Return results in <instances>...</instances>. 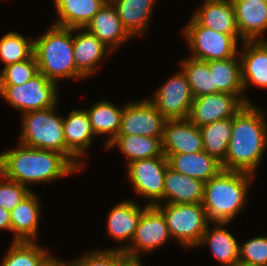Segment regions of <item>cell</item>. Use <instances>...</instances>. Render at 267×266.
Listing matches in <instances>:
<instances>
[{"label":"cell","instance_id":"cell-1","mask_svg":"<svg viewBox=\"0 0 267 266\" xmlns=\"http://www.w3.org/2000/svg\"><path fill=\"white\" fill-rule=\"evenodd\" d=\"M248 103L232 118V133L223 170L255 174L267 146L264 113Z\"/></svg>","mask_w":267,"mask_h":266},{"label":"cell","instance_id":"cell-2","mask_svg":"<svg viewBox=\"0 0 267 266\" xmlns=\"http://www.w3.org/2000/svg\"><path fill=\"white\" fill-rule=\"evenodd\" d=\"M76 170L78 168L60 152L21 143L18 149L0 154V174L24 186L59 179Z\"/></svg>","mask_w":267,"mask_h":266},{"label":"cell","instance_id":"cell-3","mask_svg":"<svg viewBox=\"0 0 267 266\" xmlns=\"http://www.w3.org/2000/svg\"><path fill=\"white\" fill-rule=\"evenodd\" d=\"M253 174L221 170L204 184L202 205L208 222L229 223L245 204Z\"/></svg>","mask_w":267,"mask_h":266},{"label":"cell","instance_id":"cell-4","mask_svg":"<svg viewBox=\"0 0 267 266\" xmlns=\"http://www.w3.org/2000/svg\"><path fill=\"white\" fill-rule=\"evenodd\" d=\"M78 30V28L71 29L53 24L43 36L33 40V54L39 73L56 83L63 77L83 78L77 72L73 56L72 34Z\"/></svg>","mask_w":267,"mask_h":266},{"label":"cell","instance_id":"cell-5","mask_svg":"<svg viewBox=\"0 0 267 266\" xmlns=\"http://www.w3.org/2000/svg\"><path fill=\"white\" fill-rule=\"evenodd\" d=\"M55 108L56 106L23 113L21 144L57 151L66 156L63 117L55 114Z\"/></svg>","mask_w":267,"mask_h":266},{"label":"cell","instance_id":"cell-6","mask_svg":"<svg viewBox=\"0 0 267 266\" xmlns=\"http://www.w3.org/2000/svg\"><path fill=\"white\" fill-rule=\"evenodd\" d=\"M156 207L166 218L171 238L178 239L183 246H199L201 238L209 224L202 203L174 204L161 203Z\"/></svg>","mask_w":267,"mask_h":266},{"label":"cell","instance_id":"cell-7","mask_svg":"<svg viewBox=\"0 0 267 266\" xmlns=\"http://www.w3.org/2000/svg\"><path fill=\"white\" fill-rule=\"evenodd\" d=\"M57 83L41 73L20 85H0V95L15 109L26 113L57 106Z\"/></svg>","mask_w":267,"mask_h":266},{"label":"cell","instance_id":"cell-8","mask_svg":"<svg viewBox=\"0 0 267 266\" xmlns=\"http://www.w3.org/2000/svg\"><path fill=\"white\" fill-rule=\"evenodd\" d=\"M185 38L193 52L191 58L201 61L225 60L238 56L240 35H228L200 26L192 17L184 28Z\"/></svg>","mask_w":267,"mask_h":266},{"label":"cell","instance_id":"cell-9","mask_svg":"<svg viewBox=\"0 0 267 266\" xmlns=\"http://www.w3.org/2000/svg\"><path fill=\"white\" fill-rule=\"evenodd\" d=\"M168 167L166 156L136 160L127 165L128 178L136 192L151 200L149 206L163 203L165 173Z\"/></svg>","mask_w":267,"mask_h":266},{"label":"cell","instance_id":"cell-10","mask_svg":"<svg viewBox=\"0 0 267 266\" xmlns=\"http://www.w3.org/2000/svg\"><path fill=\"white\" fill-rule=\"evenodd\" d=\"M193 96L185 73L181 70L167 80L150 100L166 120L187 119Z\"/></svg>","mask_w":267,"mask_h":266},{"label":"cell","instance_id":"cell-11","mask_svg":"<svg viewBox=\"0 0 267 266\" xmlns=\"http://www.w3.org/2000/svg\"><path fill=\"white\" fill-rule=\"evenodd\" d=\"M171 238L166 218L156 206H148L142 213L135 236L129 246L117 248L130 256L139 257V250L152 251Z\"/></svg>","mask_w":267,"mask_h":266},{"label":"cell","instance_id":"cell-12","mask_svg":"<svg viewBox=\"0 0 267 266\" xmlns=\"http://www.w3.org/2000/svg\"><path fill=\"white\" fill-rule=\"evenodd\" d=\"M245 105L235 94L217 92L193 99L188 120L196 127L233 118Z\"/></svg>","mask_w":267,"mask_h":266},{"label":"cell","instance_id":"cell-13","mask_svg":"<svg viewBox=\"0 0 267 266\" xmlns=\"http://www.w3.org/2000/svg\"><path fill=\"white\" fill-rule=\"evenodd\" d=\"M165 121L150 99L131 102L123 107L118 135L162 137Z\"/></svg>","mask_w":267,"mask_h":266},{"label":"cell","instance_id":"cell-14","mask_svg":"<svg viewBox=\"0 0 267 266\" xmlns=\"http://www.w3.org/2000/svg\"><path fill=\"white\" fill-rule=\"evenodd\" d=\"M161 141L164 155L203 151L200 128L188 119L166 120Z\"/></svg>","mask_w":267,"mask_h":266},{"label":"cell","instance_id":"cell-15","mask_svg":"<svg viewBox=\"0 0 267 266\" xmlns=\"http://www.w3.org/2000/svg\"><path fill=\"white\" fill-rule=\"evenodd\" d=\"M63 132L66 157L80 170L84 163H80L78 159L85 154L86 147H89L95 135L87 111L72 110L67 118H63Z\"/></svg>","mask_w":267,"mask_h":266},{"label":"cell","instance_id":"cell-16","mask_svg":"<svg viewBox=\"0 0 267 266\" xmlns=\"http://www.w3.org/2000/svg\"><path fill=\"white\" fill-rule=\"evenodd\" d=\"M84 29L93 33L98 41L108 48L110 47L109 53H112L120 44L132 37L123 27L121 19L111 2H106Z\"/></svg>","mask_w":267,"mask_h":266},{"label":"cell","instance_id":"cell-17","mask_svg":"<svg viewBox=\"0 0 267 266\" xmlns=\"http://www.w3.org/2000/svg\"><path fill=\"white\" fill-rule=\"evenodd\" d=\"M204 184L203 181L183 175L168 166L164 181L163 200L166 199L164 203H202L204 198Z\"/></svg>","mask_w":267,"mask_h":266},{"label":"cell","instance_id":"cell-18","mask_svg":"<svg viewBox=\"0 0 267 266\" xmlns=\"http://www.w3.org/2000/svg\"><path fill=\"white\" fill-rule=\"evenodd\" d=\"M165 156L170 168L204 183L222 170L221 162L204 151Z\"/></svg>","mask_w":267,"mask_h":266},{"label":"cell","instance_id":"cell-19","mask_svg":"<svg viewBox=\"0 0 267 266\" xmlns=\"http://www.w3.org/2000/svg\"><path fill=\"white\" fill-rule=\"evenodd\" d=\"M245 52L239 53L243 89L251 82L267 88V41H243Z\"/></svg>","mask_w":267,"mask_h":266},{"label":"cell","instance_id":"cell-20","mask_svg":"<svg viewBox=\"0 0 267 266\" xmlns=\"http://www.w3.org/2000/svg\"><path fill=\"white\" fill-rule=\"evenodd\" d=\"M193 19L200 25L228 35H240L231 1L205 0Z\"/></svg>","mask_w":267,"mask_h":266},{"label":"cell","instance_id":"cell-21","mask_svg":"<svg viewBox=\"0 0 267 266\" xmlns=\"http://www.w3.org/2000/svg\"><path fill=\"white\" fill-rule=\"evenodd\" d=\"M242 41H257L267 29V2L231 1ZM258 38V39H257Z\"/></svg>","mask_w":267,"mask_h":266},{"label":"cell","instance_id":"cell-22","mask_svg":"<svg viewBox=\"0 0 267 266\" xmlns=\"http://www.w3.org/2000/svg\"><path fill=\"white\" fill-rule=\"evenodd\" d=\"M73 37V56L77 72L84 78L90 76L97 67L108 47L98 41L95 35L87 29ZM96 66V67H95Z\"/></svg>","mask_w":267,"mask_h":266},{"label":"cell","instance_id":"cell-23","mask_svg":"<svg viewBox=\"0 0 267 266\" xmlns=\"http://www.w3.org/2000/svg\"><path fill=\"white\" fill-rule=\"evenodd\" d=\"M40 216L39 200L33 192L28 194L11 212V231L14 241H34Z\"/></svg>","mask_w":267,"mask_h":266},{"label":"cell","instance_id":"cell-24","mask_svg":"<svg viewBox=\"0 0 267 266\" xmlns=\"http://www.w3.org/2000/svg\"><path fill=\"white\" fill-rule=\"evenodd\" d=\"M148 206L140 208L132 200L118 203L108 216V235L120 242L123 240L132 242L141 215Z\"/></svg>","mask_w":267,"mask_h":266},{"label":"cell","instance_id":"cell-25","mask_svg":"<svg viewBox=\"0 0 267 266\" xmlns=\"http://www.w3.org/2000/svg\"><path fill=\"white\" fill-rule=\"evenodd\" d=\"M58 13L55 25L67 28H85L92 17L106 3L105 0H54Z\"/></svg>","mask_w":267,"mask_h":266},{"label":"cell","instance_id":"cell-26","mask_svg":"<svg viewBox=\"0 0 267 266\" xmlns=\"http://www.w3.org/2000/svg\"><path fill=\"white\" fill-rule=\"evenodd\" d=\"M237 56L225 60L208 61L209 70L213 72V87L217 92H226L237 95L245 104L251 103L245 98L241 80V62L236 60Z\"/></svg>","mask_w":267,"mask_h":266},{"label":"cell","instance_id":"cell-27","mask_svg":"<svg viewBox=\"0 0 267 266\" xmlns=\"http://www.w3.org/2000/svg\"><path fill=\"white\" fill-rule=\"evenodd\" d=\"M162 137L140 135H117L107 146L109 149L118 146L127 157V164L142 159H150L163 155Z\"/></svg>","mask_w":267,"mask_h":266},{"label":"cell","instance_id":"cell-28","mask_svg":"<svg viewBox=\"0 0 267 266\" xmlns=\"http://www.w3.org/2000/svg\"><path fill=\"white\" fill-rule=\"evenodd\" d=\"M155 0H112L123 27L134 37L145 33Z\"/></svg>","mask_w":267,"mask_h":266},{"label":"cell","instance_id":"cell-29","mask_svg":"<svg viewBox=\"0 0 267 266\" xmlns=\"http://www.w3.org/2000/svg\"><path fill=\"white\" fill-rule=\"evenodd\" d=\"M211 231L209 225L199 244H210L212 255L223 265L231 266L239 260L240 243L223 226L225 223H214Z\"/></svg>","mask_w":267,"mask_h":266},{"label":"cell","instance_id":"cell-30","mask_svg":"<svg viewBox=\"0 0 267 266\" xmlns=\"http://www.w3.org/2000/svg\"><path fill=\"white\" fill-rule=\"evenodd\" d=\"M87 113L95 135L110 134L107 146L120 131L123 108H118L109 101H101L95 103Z\"/></svg>","mask_w":267,"mask_h":266},{"label":"cell","instance_id":"cell-31","mask_svg":"<svg viewBox=\"0 0 267 266\" xmlns=\"http://www.w3.org/2000/svg\"><path fill=\"white\" fill-rule=\"evenodd\" d=\"M203 137V151L224 161L232 133V118L218 120L200 127Z\"/></svg>","mask_w":267,"mask_h":266},{"label":"cell","instance_id":"cell-32","mask_svg":"<svg viewBox=\"0 0 267 266\" xmlns=\"http://www.w3.org/2000/svg\"><path fill=\"white\" fill-rule=\"evenodd\" d=\"M34 241H14L1 266H45L53 257Z\"/></svg>","mask_w":267,"mask_h":266},{"label":"cell","instance_id":"cell-33","mask_svg":"<svg viewBox=\"0 0 267 266\" xmlns=\"http://www.w3.org/2000/svg\"><path fill=\"white\" fill-rule=\"evenodd\" d=\"M180 64L187 77L193 98L216 93V87H213V72H210L206 61L189 57Z\"/></svg>","mask_w":267,"mask_h":266},{"label":"cell","instance_id":"cell-34","mask_svg":"<svg viewBox=\"0 0 267 266\" xmlns=\"http://www.w3.org/2000/svg\"><path fill=\"white\" fill-rule=\"evenodd\" d=\"M34 52V41L17 32H9L0 39V60L6 65L29 59Z\"/></svg>","mask_w":267,"mask_h":266},{"label":"cell","instance_id":"cell-35","mask_svg":"<svg viewBox=\"0 0 267 266\" xmlns=\"http://www.w3.org/2000/svg\"><path fill=\"white\" fill-rule=\"evenodd\" d=\"M38 73L34 54L27 60L4 66L0 73V85H20L26 83Z\"/></svg>","mask_w":267,"mask_h":266},{"label":"cell","instance_id":"cell-36","mask_svg":"<svg viewBox=\"0 0 267 266\" xmlns=\"http://www.w3.org/2000/svg\"><path fill=\"white\" fill-rule=\"evenodd\" d=\"M239 260L257 266H267V237H255L240 244Z\"/></svg>","mask_w":267,"mask_h":266},{"label":"cell","instance_id":"cell-37","mask_svg":"<svg viewBox=\"0 0 267 266\" xmlns=\"http://www.w3.org/2000/svg\"><path fill=\"white\" fill-rule=\"evenodd\" d=\"M4 183H0V207L11 212L32 191L28 187L16 181L3 177Z\"/></svg>","mask_w":267,"mask_h":266},{"label":"cell","instance_id":"cell-38","mask_svg":"<svg viewBox=\"0 0 267 266\" xmlns=\"http://www.w3.org/2000/svg\"><path fill=\"white\" fill-rule=\"evenodd\" d=\"M123 251L112 249L104 251H91L75 262H69L68 266H117Z\"/></svg>","mask_w":267,"mask_h":266},{"label":"cell","instance_id":"cell-39","mask_svg":"<svg viewBox=\"0 0 267 266\" xmlns=\"http://www.w3.org/2000/svg\"><path fill=\"white\" fill-rule=\"evenodd\" d=\"M117 266H143L139 257L123 254L119 260Z\"/></svg>","mask_w":267,"mask_h":266},{"label":"cell","instance_id":"cell-40","mask_svg":"<svg viewBox=\"0 0 267 266\" xmlns=\"http://www.w3.org/2000/svg\"><path fill=\"white\" fill-rule=\"evenodd\" d=\"M0 229L11 231L10 212L0 207Z\"/></svg>","mask_w":267,"mask_h":266},{"label":"cell","instance_id":"cell-41","mask_svg":"<svg viewBox=\"0 0 267 266\" xmlns=\"http://www.w3.org/2000/svg\"><path fill=\"white\" fill-rule=\"evenodd\" d=\"M45 266H68V263L52 258Z\"/></svg>","mask_w":267,"mask_h":266},{"label":"cell","instance_id":"cell-42","mask_svg":"<svg viewBox=\"0 0 267 266\" xmlns=\"http://www.w3.org/2000/svg\"><path fill=\"white\" fill-rule=\"evenodd\" d=\"M231 266H257L254 264L246 263L241 260H238L237 262H234Z\"/></svg>","mask_w":267,"mask_h":266},{"label":"cell","instance_id":"cell-43","mask_svg":"<svg viewBox=\"0 0 267 266\" xmlns=\"http://www.w3.org/2000/svg\"><path fill=\"white\" fill-rule=\"evenodd\" d=\"M230 1L267 2V0H230Z\"/></svg>","mask_w":267,"mask_h":266}]
</instances>
